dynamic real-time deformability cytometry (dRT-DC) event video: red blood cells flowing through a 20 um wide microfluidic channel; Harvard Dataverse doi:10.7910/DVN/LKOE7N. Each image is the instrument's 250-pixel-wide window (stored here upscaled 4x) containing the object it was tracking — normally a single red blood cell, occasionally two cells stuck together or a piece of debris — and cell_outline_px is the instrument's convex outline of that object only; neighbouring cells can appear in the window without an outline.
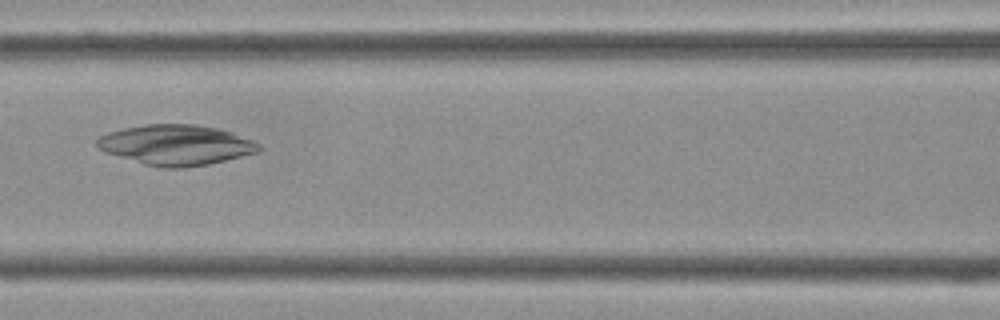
{"species": "Egyptian fruit bat (a non-hibernating species)", "species_latin": "Rousettus aegyptiacus", "temperature_condition": "cold", "stored_images_in_passage": 30, "camera_frame_rate_fps": 3000, "um_per_image_px": 0.085, "frame": {"image": 1, "passage_image": 6, "time_ms": 1.667, "image_size_px": [1000, 320], "cell_outline_px": [[264, 148], [260, 152], [208, 164], [180, 168], [160, 168], [144, 164], [104, 152], [96, 144], [96, 140], [100, 136], [108, 132], [124, 128], [144, 124], [196, 124], [216, 128], [232, 132], [256, 140]], "centroid_in_image_um": [15.01, 12.32], "position_along_channel_um": 151.6, "area_um2": 38.26}}
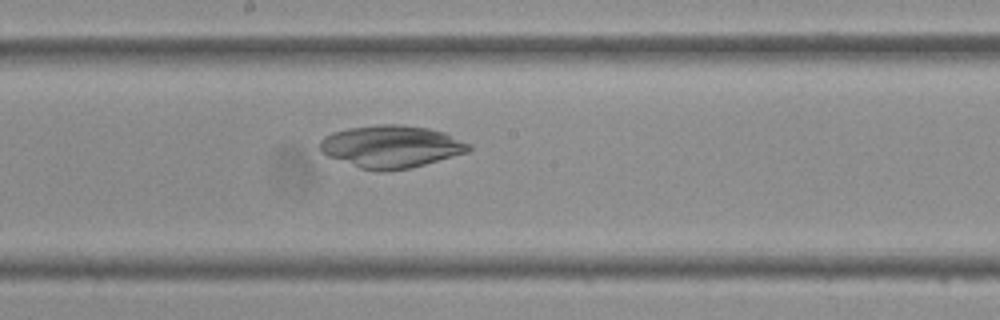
{"frame": {"image": 2, "passage_image": 10, "time_ms": 3.0, "image_size_px": [1000, 320], "cell_outline_px": [[472, 148], [468, 152], [412, 168], [384, 172], [376, 172], [360, 168], [328, 156], [320, 148], [320, 140], [324, 136], [332, 132], [348, 128], [380, 124], [400, 124], [428, 128], [444, 132], [472, 144]], "centroid_in_image_um": [33.27, 12.46], "position_along_channel_um": 214.9, "area_um2": 37.05}}
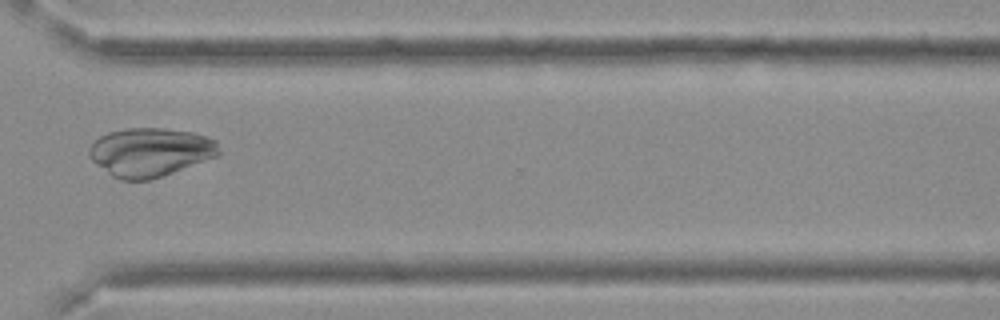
{"frame": {"image": 3, "passage_image": 19, "time_ms": 6.0, "image_size_px": [1000, 320], "cell_outline_px": [[220, 156], [148, 180], [120, 180], [112, 176], [96, 164], [88, 156], [88, 148], [100, 136], [108, 132], [128, 128], [164, 128], [192, 132], [208, 136], [216, 140], [220, 152]], "centroid_in_image_um": [12.78, 12.92], "position_along_channel_um": 357.8, "area_um2": 36.88}}